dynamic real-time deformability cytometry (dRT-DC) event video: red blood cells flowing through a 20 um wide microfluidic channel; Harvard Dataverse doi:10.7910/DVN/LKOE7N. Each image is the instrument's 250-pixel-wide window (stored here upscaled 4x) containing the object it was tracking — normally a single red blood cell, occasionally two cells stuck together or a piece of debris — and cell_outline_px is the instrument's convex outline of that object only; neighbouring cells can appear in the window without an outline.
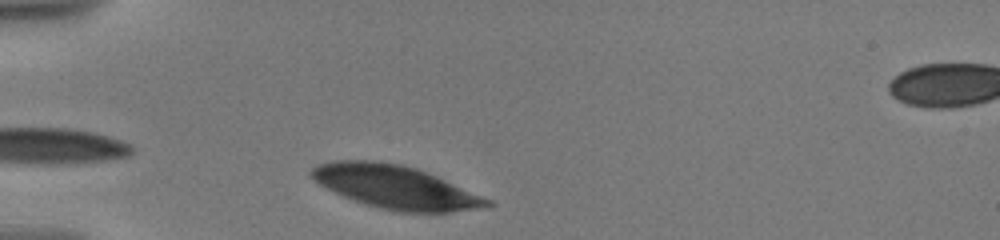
{"species": "human", "species_latin": "Homo sapiens", "temperature_condition": "warm", "stored_images_in_passage": 18, "camera_frame_rate_fps": 3000, "um_per_image_px": 0.085, "donor": {"sex": "male"}, "frame": {"image": 1, "passage_image": 1, "time_ms": 0.0, "image_size_px": [1000, 240], "cell_outline_px": [[496, 204], [476, 208], [452, 212], [396, 212], [364, 204], [344, 196], [320, 184], [308, 172], [316, 164], [332, 160], [372, 160], [400, 164], [416, 168], [436, 176], [492, 200]], "centroid_in_image_um": [33.59, 15.89], "position_along_channel_um": 51.4, "area_um2": 43.93}}
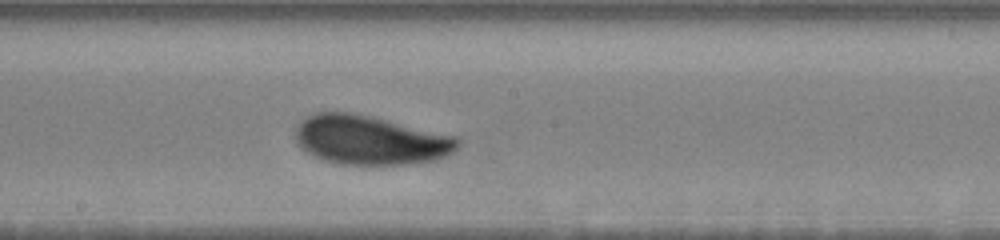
{"frame": {"image": 2, "passage_image": 10, "time_ms": 5.333, "image_size_px": [1000, 240], "cell_outline_px": [[460, 144], [452, 152], [444, 156], [432, 160], [404, 164], [340, 164], [324, 160], [308, 152], [296, 144], [296, 128], [300, 120], [316, 112], [348, 112], [372, 116], [456, 136], [460, 140]], "centroid_in_image_um": [31.45, 11.89], "position_along_channel_um": 216.8, "area_um2": 46.24}}
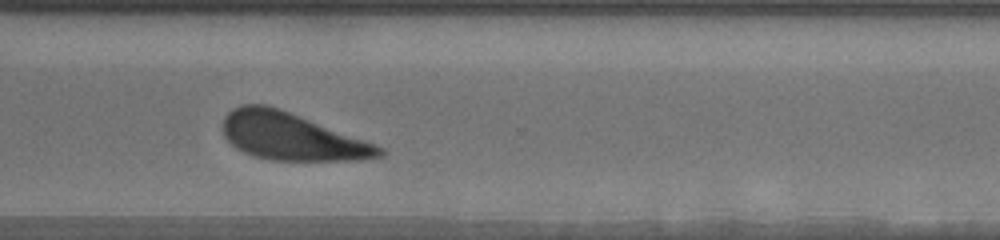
{"frame": {"image": 3, "passage_image": 16, "time_ms": 9.0, "image_size_px": [1000, 240], "cell_outline_px": [[388, 152], [384, 156], [356, 160], [272, 160], [256, 156], [244, 152], [236, 148], [224, 136], [224, 116], [232, 108], [240, 104], [264, 104], [280, 108], [368, 140], [384, 148]], "centroid_in_image_um": [24.83, 11.59], "position_along_channel_um": 345.8, "area_um2": 43.41}, "authors_computed_cell_mechanics": {"area_um2": 46.1822, "velocity_mm_per_s": 3.5194, "shape_relaxation_time_tau1_ms": 1.6755, "shape_relaxation_time_tau2_ms": null, "deformation_change_tau1": 0.1029, "deformation_change_tau2": null}}